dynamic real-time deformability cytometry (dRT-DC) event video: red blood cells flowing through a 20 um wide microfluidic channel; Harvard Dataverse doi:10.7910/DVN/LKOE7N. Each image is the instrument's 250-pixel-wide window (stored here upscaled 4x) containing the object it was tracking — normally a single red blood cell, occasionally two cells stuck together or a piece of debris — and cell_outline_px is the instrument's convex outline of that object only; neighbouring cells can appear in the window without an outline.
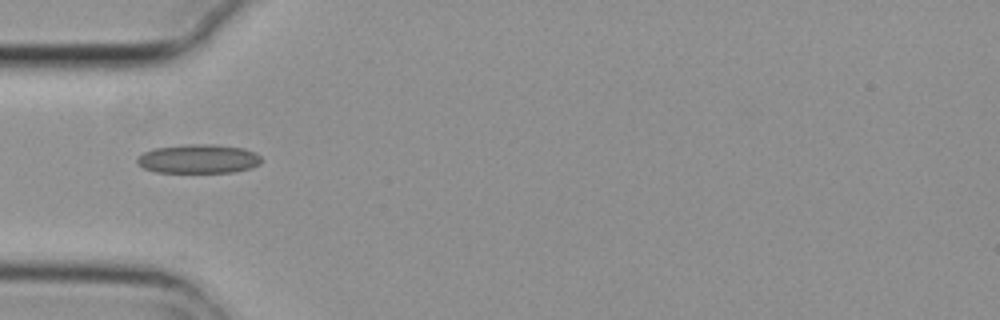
{"species": "common noctule bat (a hibernating species)", "species_latin": "Nyctalus noctula", "temperature_condition": "cold", "stored_images_in_passage": 2, "camera_frame_rate_fps": 3000, "um_per_image_px": 0.085, "animal": {"sex": "female", "body_mass_g": 29.2, "forearm_length_mm": 56.3}, "frame": {"image": 1, "passage_image": 2, "time_ms": 0.333, "image_size_px": [1000, 320], "cell_outline_px": [[264, 160], [260, 164], [252, 168], [232, 172], [156, 172], [144, 168], [136, 160], [144, 152], [156, 148], [192, 144], [212, 144], [244, 148], [256, 152]], "centroid_in_image_um": [16.95, 13.5], "position_along_channel_um": 68.1, "area_um2": 20.92}}